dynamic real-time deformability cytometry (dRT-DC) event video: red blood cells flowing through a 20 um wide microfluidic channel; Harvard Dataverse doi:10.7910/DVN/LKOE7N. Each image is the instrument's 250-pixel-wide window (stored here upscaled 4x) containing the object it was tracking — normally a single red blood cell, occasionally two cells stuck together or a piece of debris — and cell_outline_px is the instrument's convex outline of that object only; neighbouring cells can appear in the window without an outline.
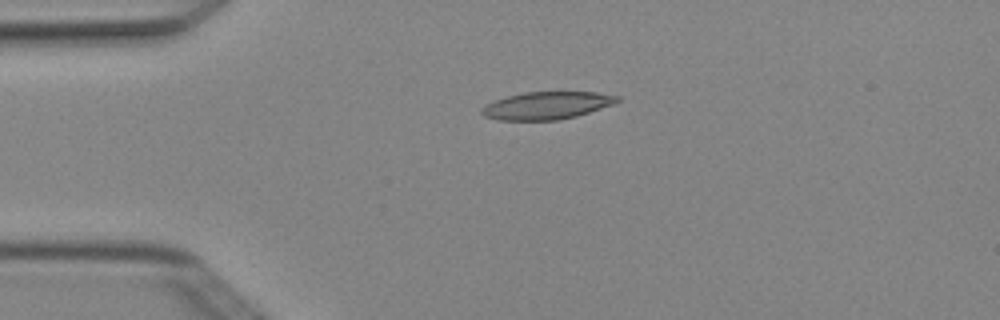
{"species": "Egyptian fruit bat (a non-hibernating species)", "species_latin": "Rousettus aegyptiacus", "temperature_condition": "cold", "stored_images_in_passage": 4, "camera_frame_rate_fps": 3000, "um_per_image_px": 0.085, "animal": {"sex": "female"}, "frame": {"image": 1, "passage_image": 3, "time_ms": 0.667, "image_size_px": [1000, 320], "cell_outline_px": [[620, 100], [616, 104], [576, 116], [560, 120], [496, 120], [484, 116], [480, 112], [480, 108], [484, 104], [508, 96], [524, 92], [596, 92], [620, 96]], "centroid_in_image_um": [46.48, 8.97], "position_along_channel_um": 38.5, "area_um2": 21.96}}